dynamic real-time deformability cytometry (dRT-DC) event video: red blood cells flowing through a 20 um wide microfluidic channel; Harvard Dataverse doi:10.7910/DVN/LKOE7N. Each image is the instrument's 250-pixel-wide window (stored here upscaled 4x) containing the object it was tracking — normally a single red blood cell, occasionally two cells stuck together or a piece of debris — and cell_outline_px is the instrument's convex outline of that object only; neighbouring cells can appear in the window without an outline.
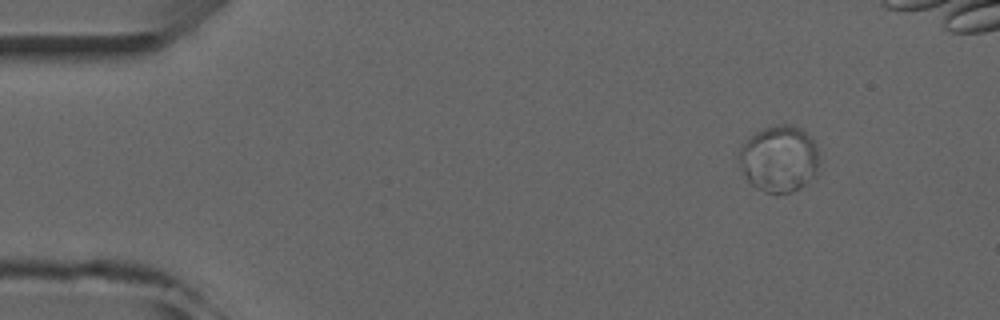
{"species": "common noctule bat (a hibernating species)", "species_latin": "Nyctalus noctula", "temperature_condition": "room temperature", "stored_images_in_passage": 4, "camera_frame_rate_fps": 3000, "um_per_image_px": 0.085, "animal": {"sex": "male", "forearm_length_mm": 52.5}, "frame": {"image": 1, "passage_image": 1, "time_ms": 0.0, "image_size_px": [1000, 320], "cell_outline_px": [[816, 172], [800, 188], [788, 192], [764, 192], [756, 188], [748, 180], [740, 164], [740, 148], [756, 132], [764, 128], [776, 124], [792, 124], [800, 128], [812, 140], [816, 148]], "centroid_in_image_um": [66.2, 13.48], "position_along_channel_um": 18.8, "area_um2": 30.11}}